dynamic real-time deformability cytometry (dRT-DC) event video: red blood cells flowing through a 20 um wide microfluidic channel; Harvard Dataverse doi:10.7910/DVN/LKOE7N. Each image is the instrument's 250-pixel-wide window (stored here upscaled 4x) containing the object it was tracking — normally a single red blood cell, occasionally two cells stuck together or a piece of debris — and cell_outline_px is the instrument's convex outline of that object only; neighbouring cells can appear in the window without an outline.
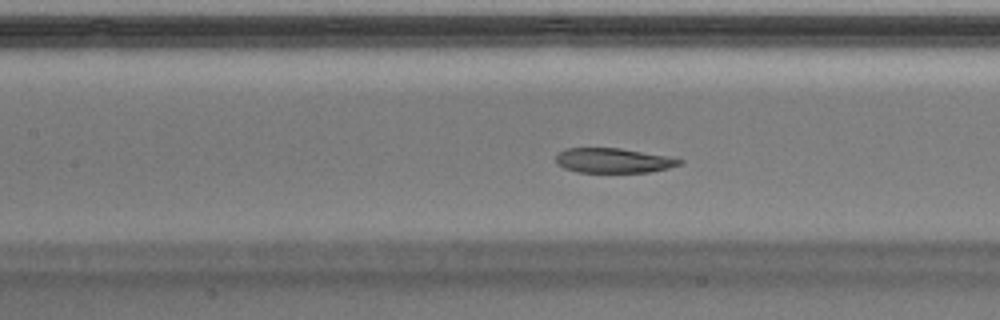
{"species": "Egyptian fruit bat (a non-hibernating species)", "species_latin": "Rousettus aegyptiacus", "temperature_condition": "warm", "stored_images_in_passage": 49, "camera_frame_rate_fps": 3000, "um_per_image_px": 0.085, "animal": {"sex": "male"}, "frame": {"image": 1, "passage_image": 21, "time_ms": 6.667, "image_size_px": [1000, 320], "cell_outline_px": [[684, 160], [680, 164], [668, 168], [648, 172], [576, 172], [564, 168], [556, 164], [556, 156], [560, 152], [568, 148], [620, 148], [664, 156]], "centroid_in_image_um": [52.08, 13.65], "position_along_channel_um": 155.3, "area_um2": 17.57}}
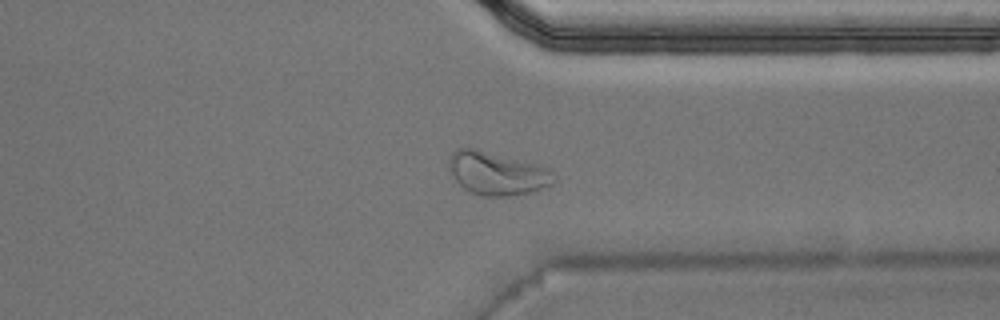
{"frame": {"image": 2, "passage_image": 37, "time_ms": 12.0, "image_size_px": [1000, 320], "cell_outline_px": [[556, 180], [548, 188], [528, 192], [504, 196], [484, 196], [472, 192], [464, 188], [456, 180], [448, 168], [448, 160], [452, 152], [456, 148], [476, 148], [548, 168], [556, 176]], "centroid_in_image_um": [42.24, 14.73], "position_along_channel_um": 369.2, "area_um2": 26.18}}
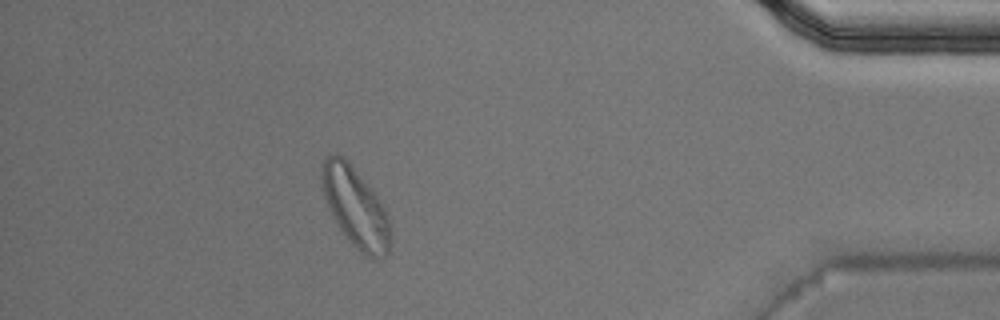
{"frame": {"image": 3, "passage_image": 43, "time_ms": 14.0, "image_size_px": [1000, 320], "cell_outline_px": [[392, 240], [388, 252], [380, 260], [372, 260], [364, 256], [352, 244], [340, 228], [328, 208], [324, 196], [320, 176], [320, 168], [324, 160], [328, 156], [344, 156], [348, 160], [376, 196], [388, 216]], "centroid_in_image_um": [30.22, 17.67], "position_along_channel_um": 405.0, "area_um2": 31.73}, "authors_computed_cell_mechanics": {"area_um2": 20.2878, "velocity_mm_per_s": 4.0236, "shape_relaxation_time_tau1_ms": 5.9818, "shape_relaxation_time_tau2_ms": 5.027, "deformation_change_tau1": 0.1785, "deformation_change_tau2": 0.108}}